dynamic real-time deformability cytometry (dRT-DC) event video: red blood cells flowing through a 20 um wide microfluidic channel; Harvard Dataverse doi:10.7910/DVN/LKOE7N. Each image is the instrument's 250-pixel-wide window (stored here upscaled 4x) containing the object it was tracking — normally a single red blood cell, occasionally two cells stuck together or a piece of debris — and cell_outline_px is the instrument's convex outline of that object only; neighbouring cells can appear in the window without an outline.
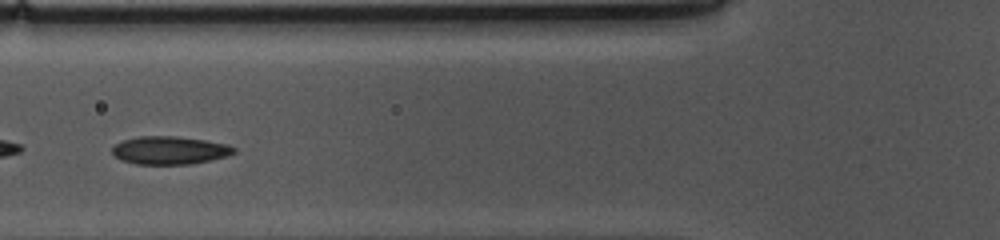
{"species": "common noctule bat (a hibernating species)", "species_latin": "Nyctalus noctula", "temperature_condition": "cold", "stored_images_in_passage": 41, "camera_frame_rate_fps": 3000, "um_per_image_px": 0.085, "animal": {"sex": "female", "body_mass_g": 10.0, "forearm_length_mm": 53.1}, "frame": {"image": 1, "passage_image": 15, "time_ms": 4.667, "image_size_px": [1000, 240], "cell_outline_px": [[236, 152], [228, 156], [192, 164], [136, 164], [120, 160], [112, 156], [112, 148], [116, 144], [124, 140], [140, 136], [176, 136], [204, 140], [228, 144], [236, 148]], "centroid_in_image_um": [14.42, 12.78], "position_along_channel_um": 111.4, "area_um2": 20.0}}
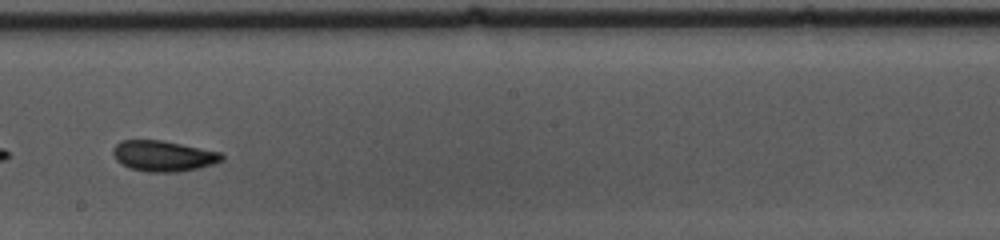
{"frame": {"image": 2, "passage_image": 25, "time_ms": 8.0, "image_size_px": [1000, 240], "cell_outline_px": [[224, 160], [212, 164], [196, 168], [176, 172], [148, 172], [128, 168], [120, 164], [116, 160], [112, 152], [112, 148], [120, 140], [164, 140], [220, 152], [224, 156]], "centroid_in_image_um": [13.84, 13.25], "position_along_channel_um": 234.4, "area_um2": 19.59}}
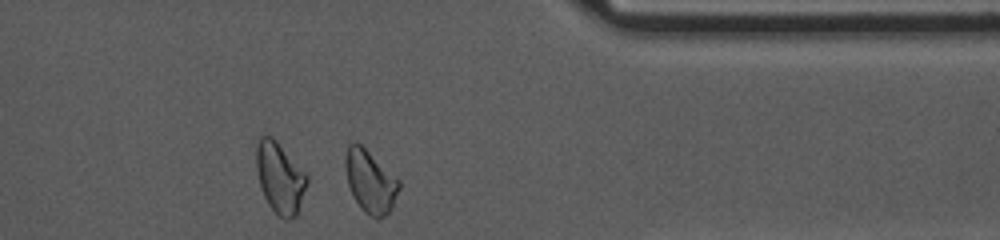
{"frame": {"image": 3, "passage_image": 38, "time_ms": 12.333, "image_size_px": [1000, 240], "cell_outline_px": [[400, 188], [388, 212], [384, 216], [376, 220], [364, 212], [360, 208], [348, 184], [344, 164], [344, 156], [348, 144], [352, 140], [356, 140], [400, 180]], "centroid_in_image_um": [31.44, 15.38], "position_along_channel_um": 380.0, "area_um2": 19.59}, "authors_computed_cell_mechanics": {"area_um2": 19.5942, "velocity_mm_per_s": 3.6881, "shape_relaxation_time_tau1_ms": 6.4007, "shape_relaxation_time_tau2_ms": 3.9916, "deformation_change_tau1": 0.1291, "deformation_change_tau2": 0.0884}}